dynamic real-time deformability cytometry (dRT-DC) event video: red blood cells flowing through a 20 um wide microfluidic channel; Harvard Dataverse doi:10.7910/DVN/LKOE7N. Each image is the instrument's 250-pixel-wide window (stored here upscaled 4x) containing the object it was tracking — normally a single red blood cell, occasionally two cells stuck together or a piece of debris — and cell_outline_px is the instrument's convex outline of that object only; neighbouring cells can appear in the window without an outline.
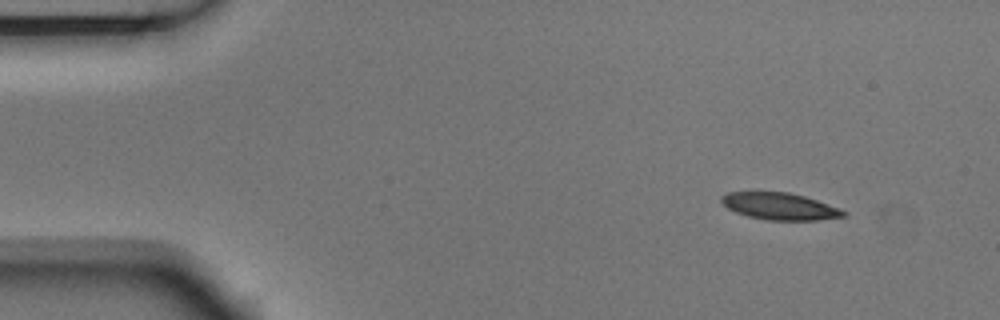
{"species": "Egyptian fruit bat (a non-hibernating species)", "species_latin": "Rousettus aegyptiacus", "temperature_condition": "room temperature", "stored_images_in_passage": 4, "segment_of_instrument_passage": [2, 2], "camera_frame_rate_fps": 3000, "um_per_image_px": 0.085, "animal": {"sex": "male"}, "frame": {"image": 1, "passage_image": 4, "time_ms": 1.0, "image_size_px": [1000, 320], "cell_outline_px": [[848, 212], [844, 216], [816, 220], [768, 220], [748, 216], [736, 212], [728, 208], [720, 200], [720, 196], [728, 192], [788, 192], [804, 196], [840, 208]], "centroid_in_image_um": [66.27, 17.53], "position_along_channel_um": 18.7, "area_um2": 19.02}}